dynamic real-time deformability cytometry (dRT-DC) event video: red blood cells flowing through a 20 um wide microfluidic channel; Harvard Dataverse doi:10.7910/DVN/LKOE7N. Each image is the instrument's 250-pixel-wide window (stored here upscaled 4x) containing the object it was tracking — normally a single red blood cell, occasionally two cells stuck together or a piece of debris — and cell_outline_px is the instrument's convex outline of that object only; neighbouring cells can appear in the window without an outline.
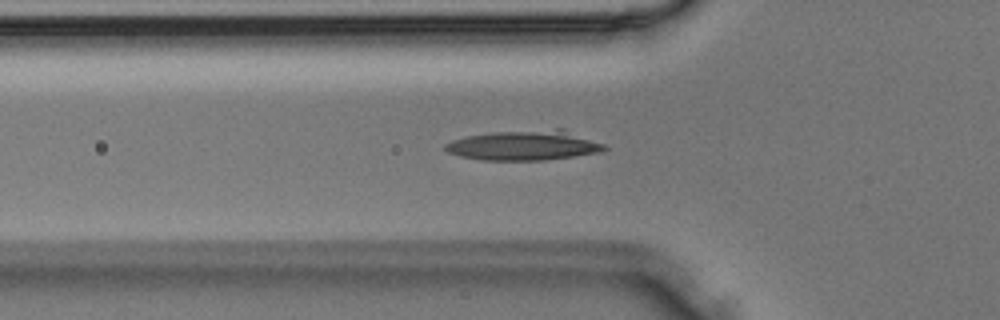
{"species": "Egyptian fruit bat (a non-hibernating species)", "species_latin": "Rousettus aegyptiacus", "temperature_condition": "room temperature", "stored_images_in_passage": 33, "camera_frame_rate_fps": 3000, "um_per_image_px": 0.085, "animal": {"sex": "male"}, "frame": {"image": 1, "passage_image": 9, "time_ms": 2.667, "image_size_px": [1000, 320], "cell_outline_px": [[608, 148], [600, 152], [544, 160], [480, 160], [460, 156], [448, 152], [444, 148], [444, 144], [452, 140], [468, 136], [492, 132], [556, 128], [564, 128], [604, 144]], "centroid_in_image_um": [44.57, 12.34], "position_along_channel_um": 81.2, "area_um2": 27.86}}
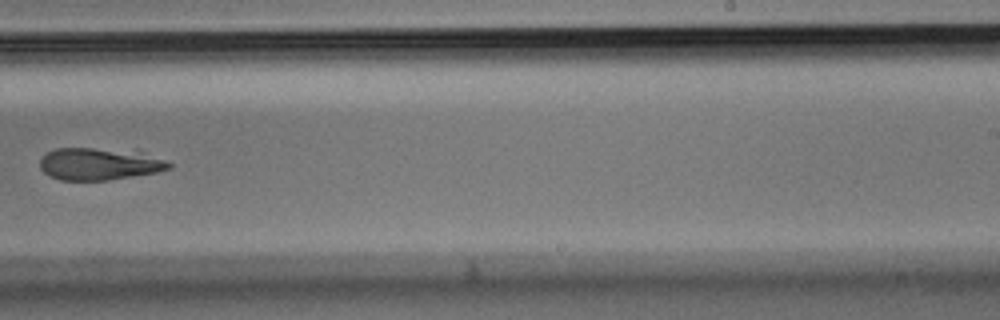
{"frame": {"image": 2, "passage_image": 20, "time_ms": 6.333, "image_size_px": [1000, 320], "cell_outline_px": [[172, 168], [156, 172], [108, 180], [60, 180], [44, 172], [40, 168], [40, 160], [48, 152], [56, 148], [136, 148], [164, 160], [172, 164]], "centroid_in_image_um": [8.51, 13.9], "position_along_channel_um": 280.5, "area_um2": 24.62}}
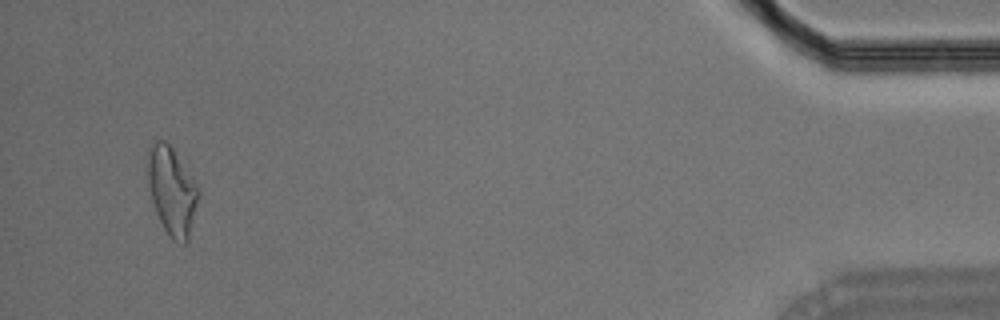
{"frame": {"image": 3, "passage_image": 32, "time_ms": 10.333, "image_size_px": [1000, 320], "cell_outline_px": [[200, 192], [188, 240], [184, 244], [172, 240], [168, 236], [156, 212], [152, 200], [148, 180], [148, 148], [156, 140], [164, 140], [172, 148], [196, 184]], "centroid_in_image_um": [14.61, 16.25], "position_along_channel_um": 420.6, "area_um2": 25.49}}